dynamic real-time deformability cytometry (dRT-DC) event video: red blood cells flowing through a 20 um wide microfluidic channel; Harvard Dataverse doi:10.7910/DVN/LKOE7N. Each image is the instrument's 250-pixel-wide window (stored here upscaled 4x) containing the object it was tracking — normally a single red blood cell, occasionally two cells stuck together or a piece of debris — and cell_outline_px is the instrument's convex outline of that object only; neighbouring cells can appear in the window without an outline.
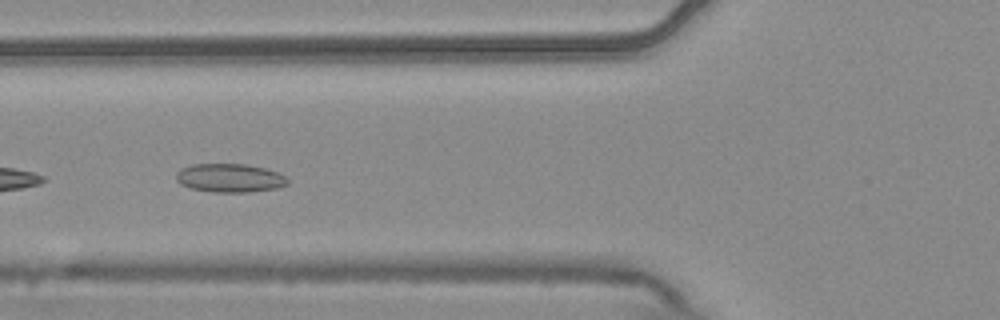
{"species": "common noctule bat (a hibernating species)", "species_latin": "Nyctalus noctula", "temperature_condition": "warm", "stored_images_in_passage": 8, "camera_frame_rate_fps": 3000, "um_per_image_px": 0.085, "animal": {"sex": "male", "body_mass_g": 20.4}, "frame": {"image": 1, "passage_image": 5, "time_ms": 1.333, "image_size_px": [1000, 320], "cell_outline_px": [[288, 184], [276, 188], [248, 192], [212, 192], [192, 188], [180, 184], [176, 180], [176, 172], [180, 168], [192, 164], [244, 164], [264, 168], [276, 172], [284, 176], [288, 180]], "centroid_in_image_um": [19.49, 15.12], "position_along_channel_um": 106.3, "area_um2": 18.5}}
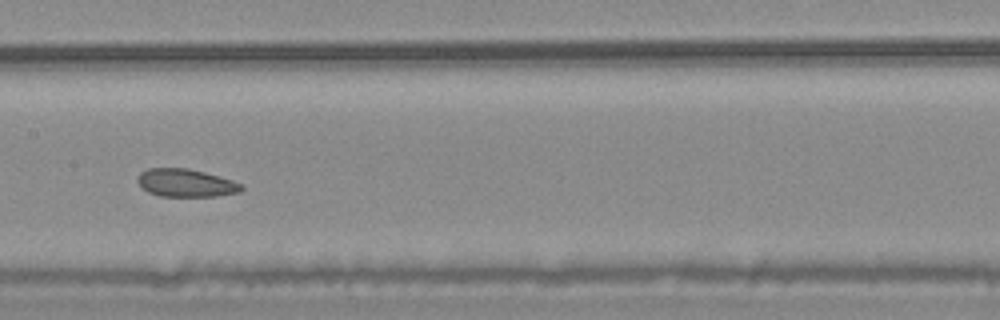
{"frame": {"image": 2, "passage_image": 7, "time_ms": 2.0, "image_size_px": [1000, 320], "cell_outline_px": [[244, 188], [240, 192], [216, 196], [160, 196], [148, 192], [140, 188], [136, 180], [140, 172], [148, 168], [188, 168], [220, 176], [232, 180], [240, 184]], "centroid_in_image_um": [15.75, 15.55], "position_along_channel_um": 191.6, "area_um2": 16.99}}
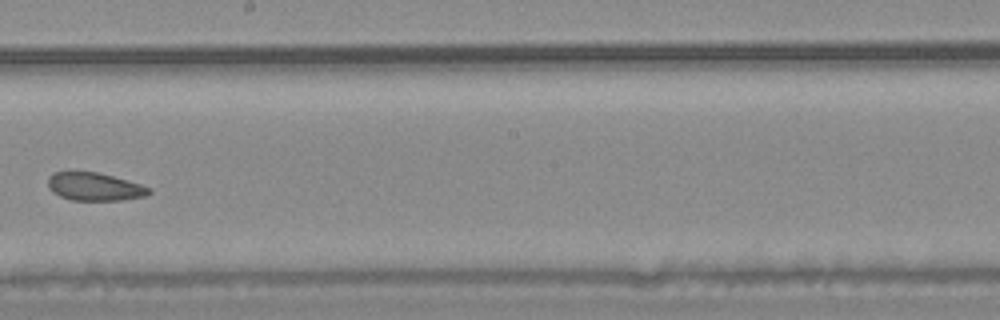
{"frame": {"image": 3, "passage_image": 8, "time_ms": 2.333, "image_size_px": [1000, 320], "cell_outline_px": [[152, 192], [144, 196], [120, 200], [72, 200], [60, 196], [52, 192], [48, 188], [48, 180], [56, 172], [96, 172], [128, 180], [152, 188]], "centroid_in_image_um": [8.06, 15.88], "position_along_channel_um": 240.1, "area_um2": 16.3}}